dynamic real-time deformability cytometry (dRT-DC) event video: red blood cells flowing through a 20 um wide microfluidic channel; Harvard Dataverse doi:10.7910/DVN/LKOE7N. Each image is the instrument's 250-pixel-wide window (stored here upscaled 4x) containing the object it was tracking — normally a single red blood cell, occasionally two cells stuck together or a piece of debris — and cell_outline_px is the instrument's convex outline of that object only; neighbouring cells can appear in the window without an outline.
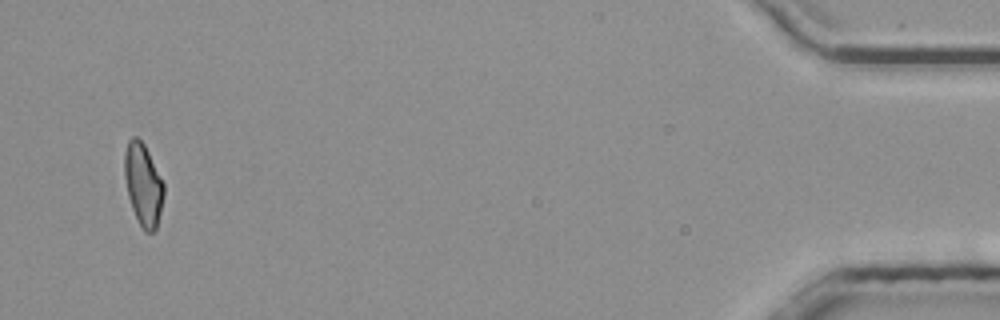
{"species": "common noctule bat (a hibernating species)", "species_latin": "Nyctalus noctula", "temperature_condition": "room temperature", "stored_images_in_passage": 48, "camera_frame_rate_fps": 3000, "um_per_image_px": 0.085, "animal": {"sex": "male", "body_mass_g": 20.4}, "frame": {"image": 1, "passage_image": 46, "time_ms": 15.0, "image_size_px": [1000, 320], "cell_outline_px": [[164, 196], [156, 228], [152, 232], [144, 232], [132, 208], [128, 196], [124, 176], [124, 152], [128, 140], [132, 136], [136, 136], [144, 144], [164, 184]], "centroid_in_image_um": [12.15, 15.67], "position_along_channel_um": 423.0, "area_um2": 18.67}}